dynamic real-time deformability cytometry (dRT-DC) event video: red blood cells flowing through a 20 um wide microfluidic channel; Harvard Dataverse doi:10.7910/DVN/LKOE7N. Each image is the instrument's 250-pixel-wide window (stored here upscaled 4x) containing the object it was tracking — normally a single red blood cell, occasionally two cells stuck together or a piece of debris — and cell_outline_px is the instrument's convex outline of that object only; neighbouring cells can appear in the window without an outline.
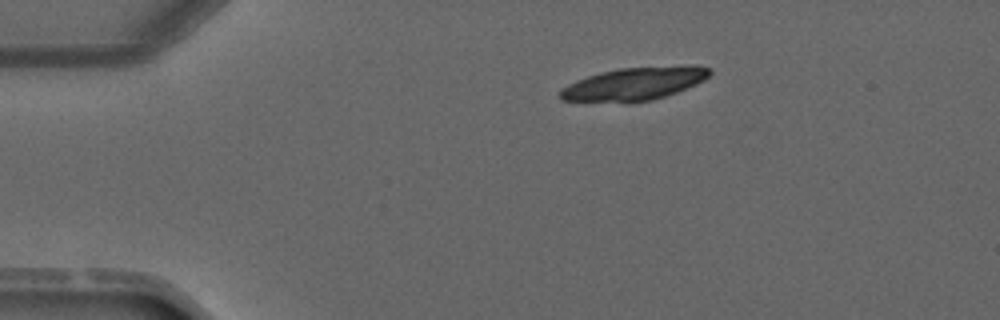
{"species": "common noctule bat (a hibernating species)", "species_latin": "Nyctalus noctula", "temperature_condition": "warm", "stored_images_in_passage": 2, "camera_frame_rate_fps": 3000, "um_per_image_px": 0.085, "animal": {"sex": "male", "forearm_length_mm": 52.5}, "frame": {"image": 1, "passage_image": 2, "time_ms": 1.333, "image_size_px": [1000, 320], "cell_outline_px": [[712, 72], [704, 80], [696, 84], [676, 92], [652, 100], [628, 104], [560, 100], [560, 88], [576, 80], [600, 72], [620, 68], [692, 64], [696, 64], [712, 68]], "centroid_in_image_um": [53.92, 7.13], "position_along_channel_um": 31.1, "area_um2": 29.48}}